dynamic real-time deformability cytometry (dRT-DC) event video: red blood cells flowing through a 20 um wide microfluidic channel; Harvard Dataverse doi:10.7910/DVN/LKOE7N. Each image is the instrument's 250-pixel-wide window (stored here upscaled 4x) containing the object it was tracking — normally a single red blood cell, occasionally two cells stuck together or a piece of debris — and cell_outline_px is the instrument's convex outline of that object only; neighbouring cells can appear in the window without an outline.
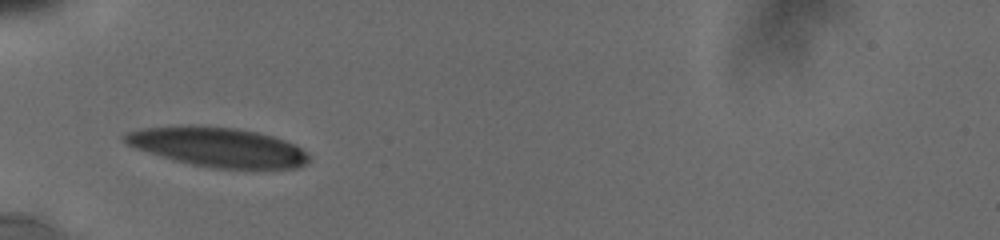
{"species": "human", "species_latin": "Homo sapiens", "temperature_condition": "cold", "stored_images_in_passage": 13, "camera_frame_rate_fps": 3000, "um_per_image_px": 0.085, "donor": {"sex": "male"}, "frame": {"image": 1, "passage_image": 1, "time_ms": 0.0, "image_size_px": [1000, 240], "cell_outline_px": [[308, 160], [304, 164], [296, 168], [212, 168], [172, 160], [132, 148], [120, 136], [124, 132], [140, 128], [196, 124], [236, 128], [256, 132], [272, 136], [284, 140], [300, 148], [308, 156]], "centroid_in_image_um": [18.39, 12.48], "position_along_channel_um": 66.6, "area_um2": 42.48}}
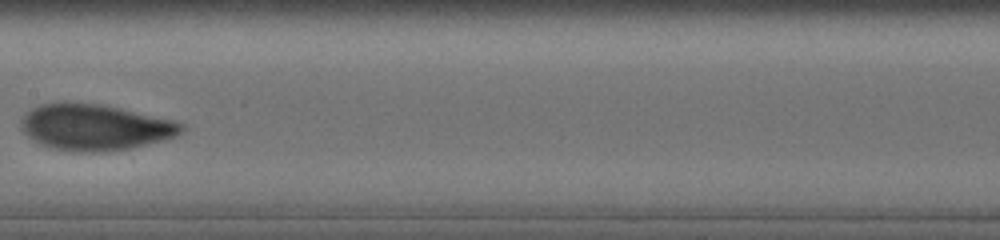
{"frame": {"image": 2, "passage_image": 8, "time_ms": 3.667, "image_size_px": [1000, 240], "cell_outline_px": [[184, 128], [176, 136], [164, 140], [132, 148], [100, 152], [72, 152], [52, 148], [40, 144], [28, 136], [24, 132], [20, 120], [32, 108], [40, 104], [64, 100], [100, 104], [120, 108], [176, 120], [184, 124]], "centroid_in_image_um": [8.07, 10.8], "position_along_channel_um": 199.3, "area_um2": 43.58}}
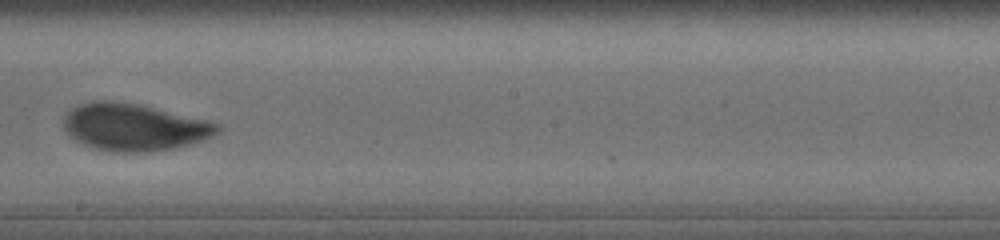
{"frame": {"image": 3, "passage_image": 10, "time_ms": 4.667, "image_size_px": [1000, 240], "cell_outline_px": [[220, 132], [204, 140], [172, 148], [152, 152], [112, 152], [96, 148], [84, 144], [68, 136], [64, 128], [64, 116], [72, 108], [80, 104], [92, 100], [112, 100], [140, 104], [208, 120], [220, 124]], "centroid_in_image_um": [11.4, 10.8], "position_along_channel_um": 236.8, "area_um2": 42.48}}